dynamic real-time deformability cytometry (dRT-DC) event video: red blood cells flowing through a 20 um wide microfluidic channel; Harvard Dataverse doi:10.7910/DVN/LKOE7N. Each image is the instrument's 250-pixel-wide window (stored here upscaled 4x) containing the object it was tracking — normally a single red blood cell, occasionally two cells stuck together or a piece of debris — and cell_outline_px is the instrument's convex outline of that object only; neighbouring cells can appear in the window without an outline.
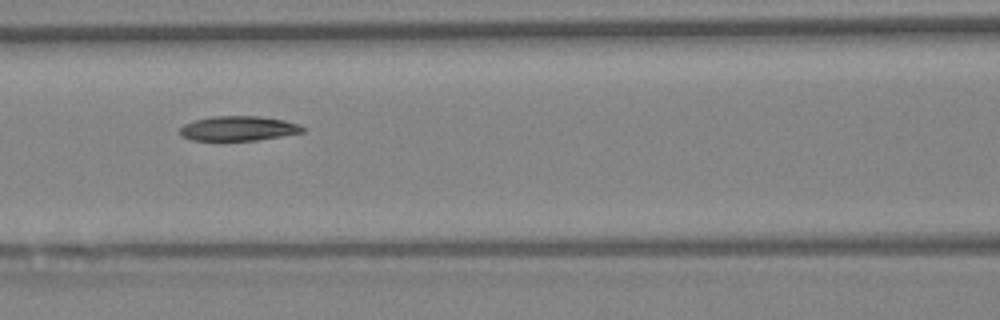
{"species": "Egyptian fruit bat (a non-hibernating species)", "species_latin": "Rousettus aegyptiacus", "temperature_condition": "warm", "stored_images_in_passage": 7, "camera_frame_rate_fps": 3000, "um_per_image_px": 0.085, "animal": {"sex": "female"}, "frame": {"image": 1, "passage_image": 4, "time_ms": 1.0, "image_size_px": [1000, 320], "cell_outline_px": [[308, 128], [304, 132], [256, 140], [192, 140], [180, 136], [176, 132], [184, 124], [196, 120], [212, 116], [260, 116], [284, 120], [300, 124]], "centroid_in_image_um": [20.26, 10.91], "position_along_channel_um": 146.3, "area_um2": 17.8}}
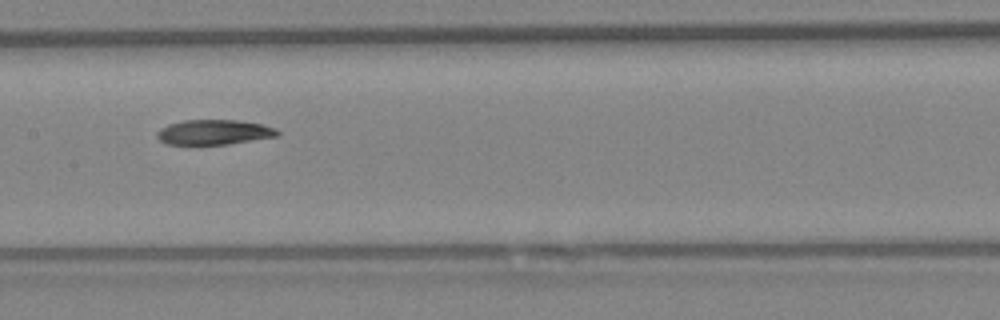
{"frame": {"image": 2, "passage_image": 5, "time_ms": 1.333, "image_size_px": [1000, 320], "cell_outline_px": [[280, 136], [228, 144], [164, 144], [156, 136], [156, 132], [160, 128], [168, 124], [184, 120], [240, 120], [260, 124], [276, 128], [280, 132]], "centroid_in_image_um": [18.19, 11.23], "position_along_channel_um": 189.2, "area_um2": 17.63}}